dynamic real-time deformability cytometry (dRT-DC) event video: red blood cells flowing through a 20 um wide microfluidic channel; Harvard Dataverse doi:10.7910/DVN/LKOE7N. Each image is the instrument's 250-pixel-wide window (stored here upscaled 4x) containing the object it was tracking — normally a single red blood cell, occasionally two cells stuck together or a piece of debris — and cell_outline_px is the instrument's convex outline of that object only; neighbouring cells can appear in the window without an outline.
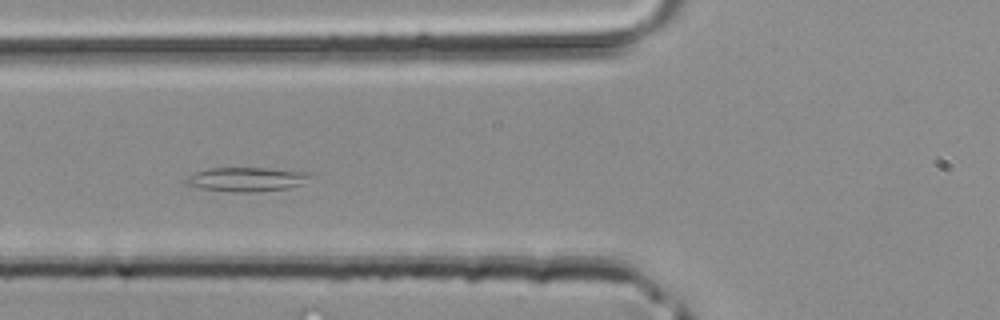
{"species": "common noctule bat (a hibernating species)", "species_latin": "Nyctalus noctula", "temperature_condition": "room temperature", "stored_images_in_passage": 41, "segment_of_instrument_passage": [2, 2], "camera_frame_rate_fps": 3000, "um_per_image_px": 0.085, "animal": {"sex": "male", "body_mass_g": 20.4}, "frame": {"image": 1, "passage_image": 14, "time_ms": 4.333, "image_size_px": [1000, 320], "cell_outline_px": [[312, 176], [300, 184], [288, 188], [256, 192], [232, 192], [204, 188], [188, 184], [188, 176], [196, 172], [208, 168], [272, 168], [312, 172]], "centroid_in_image_um": [21.05, 15.23], "position_along_channel_um": 104.8, "area_um2": 17.28}}
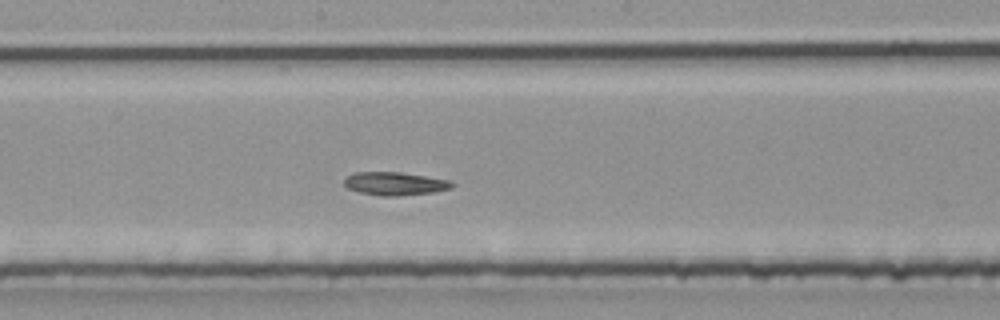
{"frame": {"image": 2, "passage_image": 21, "time_ms": 6.667, "image_size_px": [1000, 320], "cell_outline_px": [[456, 184], [452, 188], [436, 192], [396, 196], [380, 196], [360, 192], [348, 188], [344, 184], [344, 176], [352, 172], [400, 172], [448, 180]], "centroid_in_image_um": [33.54, 15.61], "position_along_channel_um": 214.7, "area_um2": 14.68}}
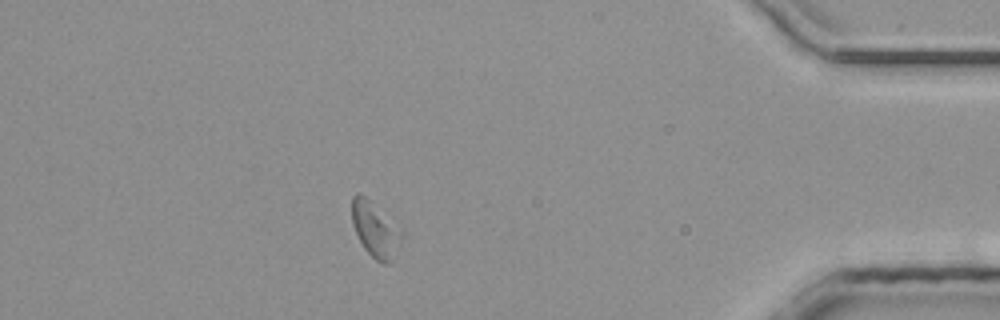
{"frame": {"image": 3, "passage_image": 36, "time_ms": 11.667, "image_size_px": [1000, 320], "cell_outline_px": [[404, 236], [392, 260], [388, 264], [380, 264], [364, 248], [352, 224], [352, 196], [356, 192], [360, 192], [404, 232]], "centroid_in_image_um": [31.9, 19.53], "position_along_channel_um": 403.3, "area_um2": 15.84}}